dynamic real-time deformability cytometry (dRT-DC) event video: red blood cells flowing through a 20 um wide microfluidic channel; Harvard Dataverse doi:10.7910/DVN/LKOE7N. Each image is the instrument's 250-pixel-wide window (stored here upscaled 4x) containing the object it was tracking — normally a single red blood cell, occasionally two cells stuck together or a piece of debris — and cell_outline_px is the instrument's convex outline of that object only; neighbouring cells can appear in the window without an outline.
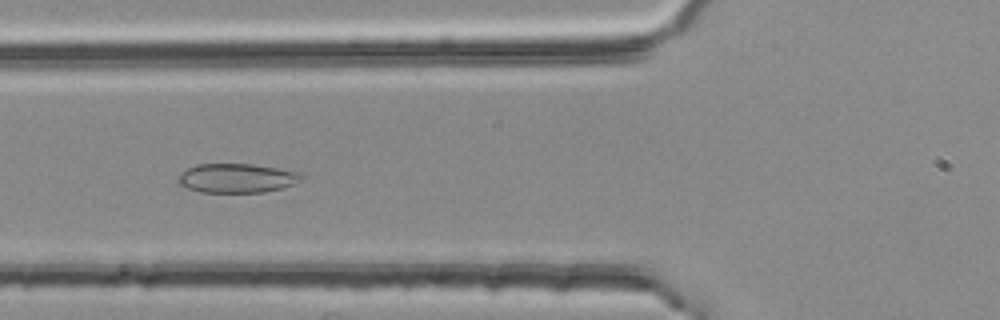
{"species": "common noctule bat (a hibernating species)", "species_latin": "Nyctalus noctula", "temperature_condition": "room temperature", "stored_images_in_passage": 40, "camera_frame_rate_fps": 3000, "um_per_image_px": 0.085, "animal": {"sex": "female", "body_mass_g": 25.1}, "frame": {"image": 1, "passage_image": 12, "time_ms": 3.667, "image_size_px": [1000, 320], "cell_outline_px": [[304, 176], [300, 180], [292, 184], [280, 188], [264, 192], [200, 192], [188, 188], [180, 184], [180, 176], [188, 168], [196, 164], [252, 164], [276, 168], [296, 172]], "centroid_in_image_um": [20.13, 15.14], "position_along_channel_um": 105.7, "area_um2": 20.46}}
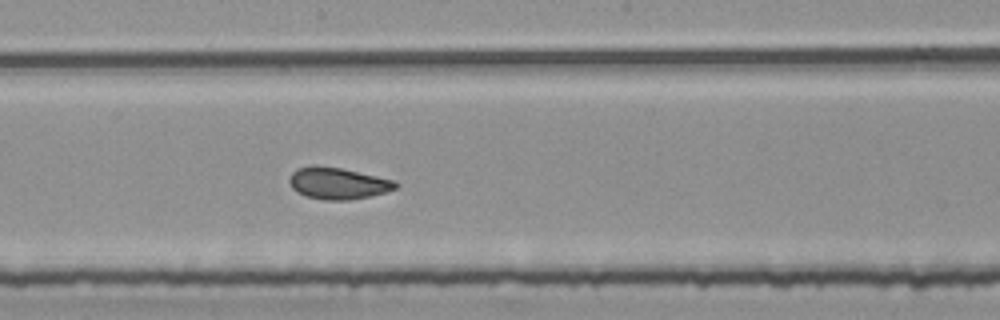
{"frame": {"image": 2, "passage_image": 21, "time_ms": 6.667, "image_size_px": [1000, 320], "cell_outline_px": [[400, 184], [396, 188], [384, 192], [368, 196], [348, 200], [324, 200], [304, 196], [296, 192], [292, 188], [288, 180], [292, 172], [296, 168], [312, 164], [316, 164], [340, 168], [396, 180]], "centroid_in_image_um": [28.68, 15.56], "position_along_channel_um": 219.5, "area_um2": 19.83}}
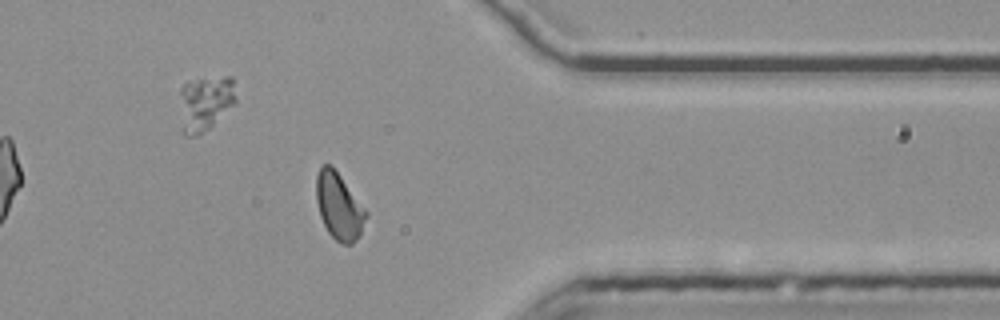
{"frame": {"image": 3, "passage_image": 35, "time_ms": 11.333, "image_size_px": [1000, 320], "cell_outline_px": [[368, 216], [360, 236], [352, 244], [340, 244], [328, 232], [320, 216], [316, 200], [316, 176], [320, 168], [324, 164], [332, 164], [368, 212]], "centroid_in_image_um": [28.83, 17.54], "position_along_channel_um": 382.6, "area_um2": 19.54}, "authors_computed_cell_mechanics": {"area_um2": 19.6231, "velocity_mm_per_s": 3.7828, "shape_relaxation_time_tau1_ms": 4.0281, "shape_relaxation_time_tau2_ms": 1.2716, "deformation_change_tau1": 0.1036, "deformation_change_tau2": 0.0713}}